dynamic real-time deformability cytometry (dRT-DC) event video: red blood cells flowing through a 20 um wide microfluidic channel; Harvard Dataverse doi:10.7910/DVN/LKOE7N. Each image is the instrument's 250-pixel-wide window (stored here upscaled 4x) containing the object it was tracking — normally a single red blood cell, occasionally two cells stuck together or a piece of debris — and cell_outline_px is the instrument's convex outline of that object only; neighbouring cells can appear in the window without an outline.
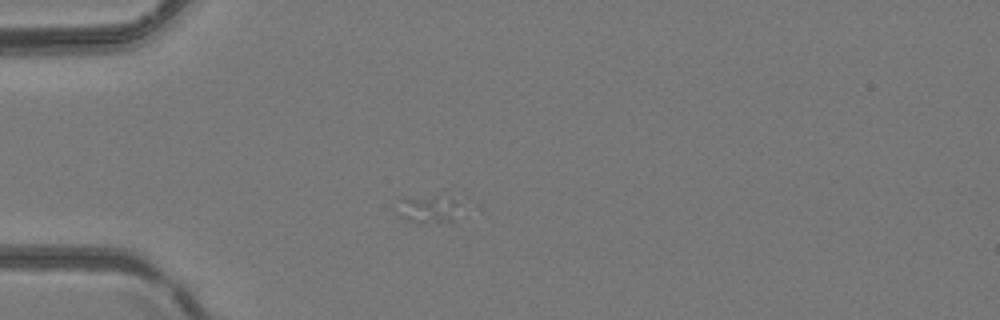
{"species": "common noctule bat (a hibernating species)", "species_latin": "Nyctalus noctula", "temperature_condition": "room temperature", "stored_images_in_passage": 4, "camera_frame_rate_fps": 3000, "um_per_image_px": 0.085, "animal": {"sex": "female", "body_mass_g": 24.6, "forearm_length_mm": 56.2}, "frame": {"image": 1, "passage_image": 3, "time_ms": 2.333, "image_size_px": [1000, 320], "cell_outline_px": [[476, 200], [452, 224], [416, 224], [400, 216], [404, 196], [472, 196]], "centroid_in_image_um": [36.97, 17.75], "position_along_channel_um": 48.0, "area_um2": 12.48}}